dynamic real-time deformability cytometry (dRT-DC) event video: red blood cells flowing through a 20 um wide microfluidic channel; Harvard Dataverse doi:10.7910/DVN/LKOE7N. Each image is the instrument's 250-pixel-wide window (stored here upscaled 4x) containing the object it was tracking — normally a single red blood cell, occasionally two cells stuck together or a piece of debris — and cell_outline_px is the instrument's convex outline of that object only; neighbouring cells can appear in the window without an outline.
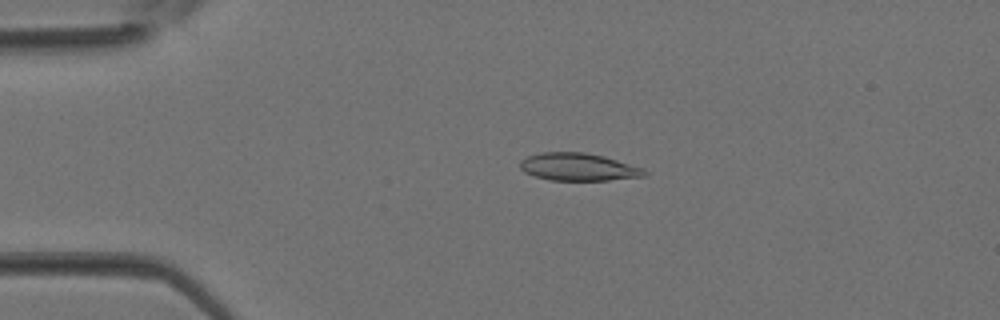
{"species": "Egyptian fruit bat (a non-hibernating species)", "species_latin": "Rousettus aegyptiacus", "temperature_condition": "room temperature", "stored_images_in_passage": 37, "camera_frame_rate_fps": 3000, "um_per_image_px": 0.085, "animal": {"sex": "female"}, "frame": {"image": 1, "passage_image": 7, "time_ms": 2.0, "image_size_px": [1000, 320], "cell_outline_px": [[648, 176], [608, 180], [548, 180], [524, 172], [520, 168], [520, 160], [528, 156], [540, 152], [584, 152], [604, 156], [644, 168], [648, 172]], "centroid_in_image_um": [49.18, 14.19], "position_along_channel_um": 35.8, "area_um2": 20.11}}
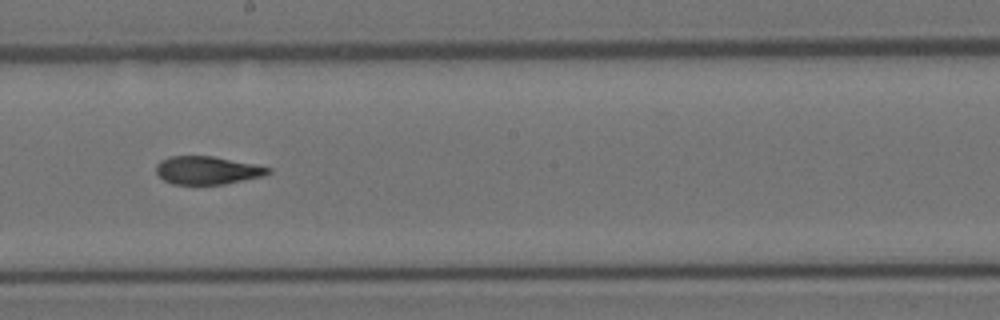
{"frame": {"image": 2, "passage_image": 20, "time_ms": 6.333, "image_size_px": [1000, 320], "cell_outline_px": [[272, 172], [264, 176], [224, 184], [172, 184], [164, 180], [156, 172], [156, 164], [160, 160], [168, 156], [212, 156], [256, 164], [272, 168]], "centroid_in_image_um": [17.63, 14.47], "position_along_channel_um": 230.6, "area_um2": 18.44}}
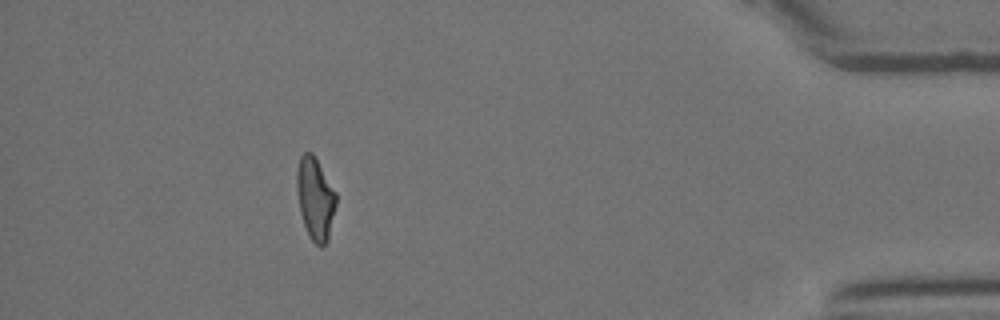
{"frame": {"image": 3, "passage_image": 33, "time_ms": 10.667, "image_size_px": [1000, 320], "cell_outline_px": [[336, 204], [328, 240], [320, 248], [312, 240], [304, 224], [300, 212], [296, 188], [296, 172], [300, 156], [304, 152], [312, 152], [336, 192]], "centroid_in_image_um": [26.79, 16.86], "position_along_channel_um": 408.4, "area_um2": 18.73}}